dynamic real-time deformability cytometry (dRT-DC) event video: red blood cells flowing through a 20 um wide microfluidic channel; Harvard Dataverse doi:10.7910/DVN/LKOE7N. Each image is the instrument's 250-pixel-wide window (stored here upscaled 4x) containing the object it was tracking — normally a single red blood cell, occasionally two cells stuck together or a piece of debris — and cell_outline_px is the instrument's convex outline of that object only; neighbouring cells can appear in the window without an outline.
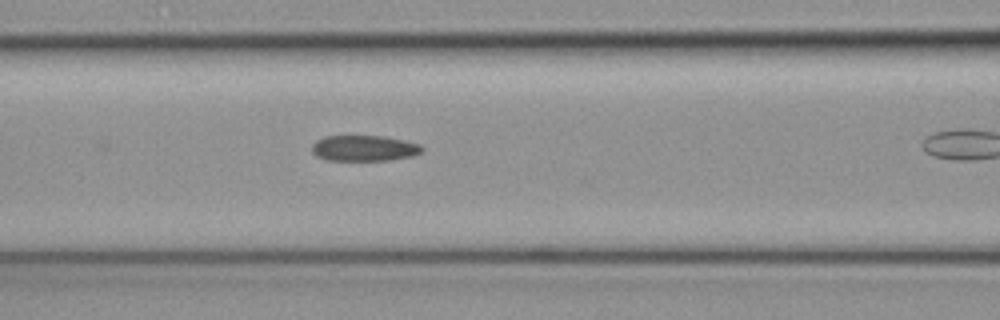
{"species": "common noctule bat (a hibernating species)", "species_latin": "Nyctalus noctula", "temperature_condition": "cold", "stored_images_in_passage": 19, "camera_frame_rate_fps": 3000, "um_per_image_px": 0.085, "animal": {"sex": "female", "body_mass_g": 19.3, "forearm_length_mm": 54.1}, "frame": {"image": 1, "passage_image": 6, "time_ms": 1.667, "image_size_px": [1000, 320], "cell_outline_px": [[424, 148], [420, 152], [412, 156], [388, 160], [328, 160], [316, 156], [312, 152], [312, 144], [316, 140], [324, 136], [384, 136], [404, 140], [420, 144]], "centroid_in_image_um": [30.93, 12.59], "position_along_channel_um": 135.7, "area_um2": 16.53}}
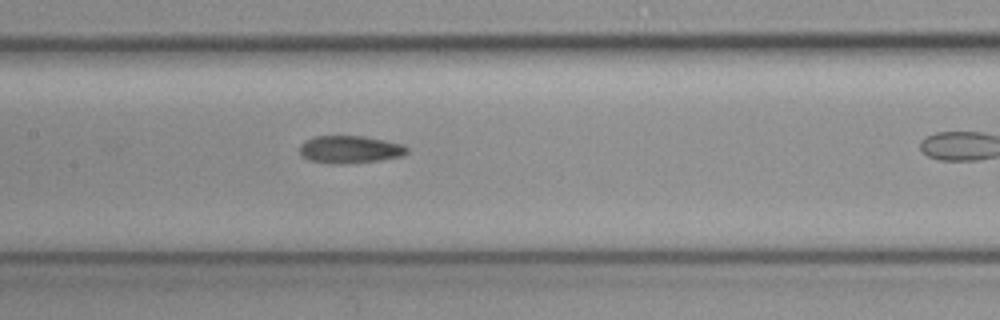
{"frame": {"image": 2, "passage_image": 9, "time_ms": 2.667, "image_size_px": [1000, 320], "cell_outline_px": [[408, 152], [404, 156], [380, 160], [340, 164], [328, 164], [308, 160], [300, 152], [300, 144], [316, 136], [364, 136], [404, 144], [408, 148]], "centroid_in_image_um": [29.78, 12.71], "position_along_channel_um": 177.6, "area_um2": 17.28}}